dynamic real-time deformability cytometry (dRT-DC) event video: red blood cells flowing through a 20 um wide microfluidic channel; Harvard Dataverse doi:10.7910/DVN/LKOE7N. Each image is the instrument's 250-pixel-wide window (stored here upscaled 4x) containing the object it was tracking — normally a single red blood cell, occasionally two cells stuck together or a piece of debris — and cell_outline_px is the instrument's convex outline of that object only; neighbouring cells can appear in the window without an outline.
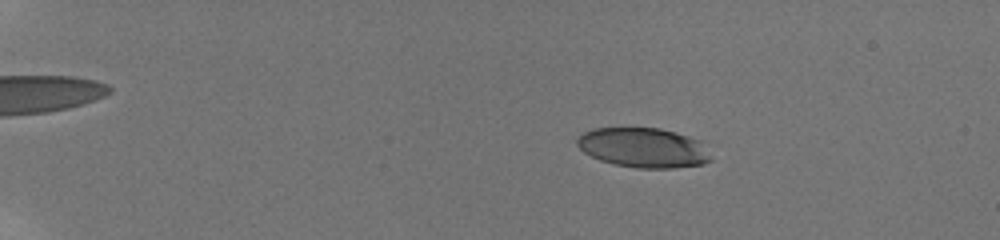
{"species": "human", "species_latin": "Homo sapiens", "temperature_condition": "room temperature", "stored_images_in_passage": 41, "camera_frame_rate_fps": 3000, "um_per_image_px": 0.085, "donor": {"sex": "male"}, "frame": {"image": 1, "passage_image": 9, "time_ms": 3.0, "image_size_px": [1000, 240], "cell_outline_px": [[712, 160], [704, 164], [672, 168], [636, 168], [616, 164], [600, 160], [584, 152], [576, 144], [576, 140], [584, 132], [592, 128], [660, 128], [676, 132], [700, 140]], "centroid_in_image_um": [54.69, 12.55], "position_along_channel_um": 30.3, "area_um2": 30.87}}
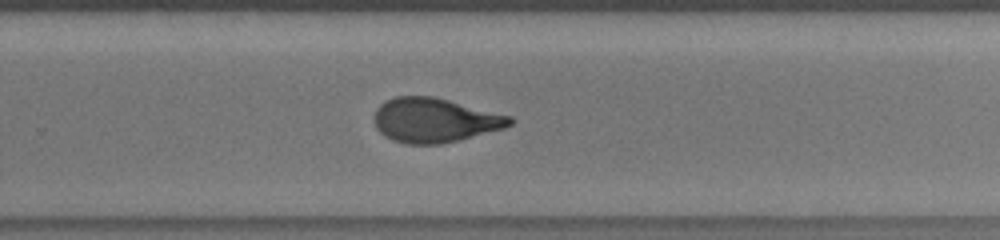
{"frame": {"image": 2, "passage_image": 29, "time_ms": 13.0, "image_size_px": [1000, 240], "cell_outline_px": [[512, 124], [504, 128], [440, 144], [404, 144], [392, 140], [384, 136], [376, 128], [376, 108], [380, 104], [396, 96], [432, 96], [512, 116]], "centroid_in_image_um": [36.93, 10.22], "position_along_channel_um": 292.9, "area_um2": 34.68}}
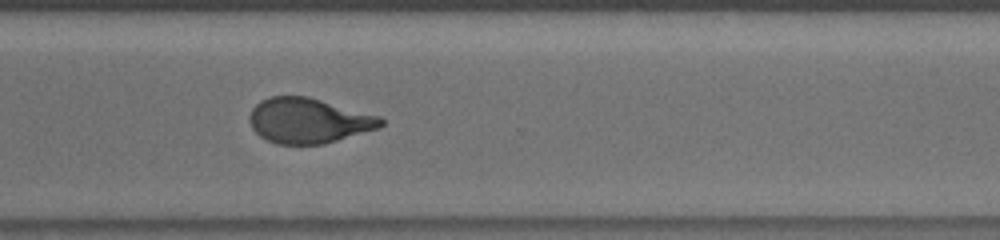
{"frame": {"image": 3, "passage_image": 31, "time_ms": 14.333, "image_size_px": [1000, 240], "cell_outline_px": [[384, 124], [380, 128], [324, 144], [276, 144], [260, 136], [252, 128], [248, 120], [248, 116], [252, 108], [260, 100], [268, 96], [308, 96], [380, 116], [384, 120]], "centroid_in_image_um": [26.22, 10.25], "position_along_channel_um": 344.4, "area_um2": 34.8}, "authors_computed_cell_mechanics": {"area_um2": 34.5644, "velocity_mm_per_s": 3.8696, "shape_relaxation_time_tau1_ms": 3.6725, "shape_relaxation_time_tau2_ms": 1.2071, "deformation_change_tau1": 0.173, "deformation_change_tau2": 0.0774}}